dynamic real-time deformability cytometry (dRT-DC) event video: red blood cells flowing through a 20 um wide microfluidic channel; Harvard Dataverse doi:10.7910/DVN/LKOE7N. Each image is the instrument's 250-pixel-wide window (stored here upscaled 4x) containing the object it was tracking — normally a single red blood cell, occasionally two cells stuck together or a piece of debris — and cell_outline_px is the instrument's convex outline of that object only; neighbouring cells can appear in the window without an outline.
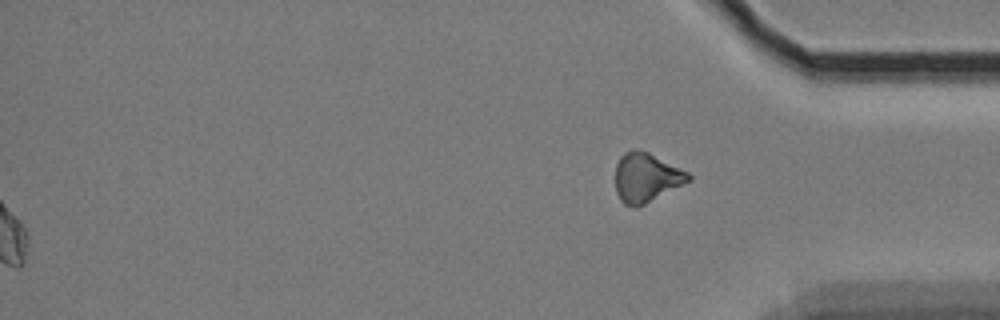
{"species": "Egyptian fruit bat (a non-hibernating species)", "species_latin": "Rousettus aegyptiacus", "temperature_condition": "cold", "stored_images_in_passage": 61, "segment_of_instrument_passage": [2, 2], "camera_frame_rate_fps": 3000, "um_per_image_px": 0.085, "animal": {"sex": "female"}, "frame": {"image": 1, "passage_image": 61, "time_ms": 20.0, "image_size_px": [1000, 320], "cell_outline_px": [[692, 180], [636, 208], [624, 204], [620, 200], [616, 192], [616, 164], [620, 156], [624, 152], [632, 148], [636, 148], [648, 152], [688, 172], [692, 176]], "centroid_in_image_um": [54.91, 15.08], "position_along_channel_um": 380.3, "area_um2": 20.98}}